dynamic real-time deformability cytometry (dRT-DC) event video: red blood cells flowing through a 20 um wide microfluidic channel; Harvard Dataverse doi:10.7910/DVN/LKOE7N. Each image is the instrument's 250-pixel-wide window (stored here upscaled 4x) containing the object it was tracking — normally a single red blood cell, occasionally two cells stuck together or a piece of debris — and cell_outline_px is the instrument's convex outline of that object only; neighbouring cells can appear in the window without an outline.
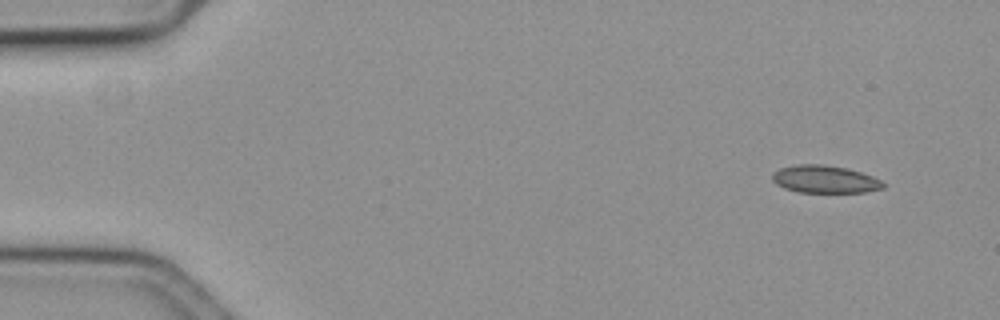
{"species": "common noctule bat (a hibernating species)", "species_latin": "Nyctalus noctula", "temperature_condition": "cold", "stored_images_in_passage": 56, "camera_frame_rate_fps": 3000, "um_per_image_px": 0.085, "animal": {"sex": "female", "body_mass_g": 19.3, "forearm_length_mm": 54.1}, "frame": {"image": 1, "passage_image": 1, "time_ms": 0.0, "image_size_px": [1000, 320], "cell_outline_px": [[884, 188], [864, 192], [800, 192], [784, 188], [776, 184], [772, 180], [772, 172], [780, 168], [796, 164], [824, 164], [848, 168], [872, 176], [880, 180], [884, 184]], "centroid_in_image_um": [70.08, 15.22], "position_along_channel_um": 14.9, "area_um2": 17.86}}
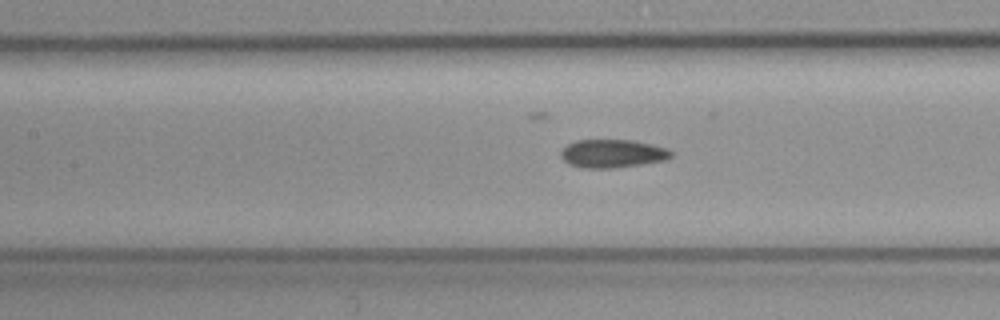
{"frame": {"image": 2, "passage_image": 23, "time_ms": 7.333, "image_size_px": [1000, 320], "cell_outline_px": [[672, 156], [664, 160], [640, 164], [612, 168], [584, 168], [568, 164], [560, 156], [560, 152], [568, 144], [576, 140], [632, 140], [652, 144], [668, 148], [672, 152]], "centroid_in_image_um": [52.05, 13.05], "position_along_channel_um": 155.4, "area_um2": 18.09}}
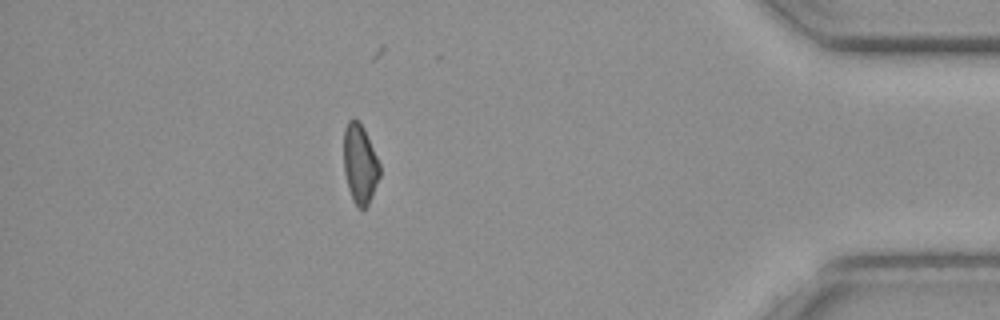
{"frame": {"image": 3, "passage_image": 48, "time_ms": 15.667, "image_size_px": [1000, 320], "cell_outline_px": [[380, 176], [368, 204], [364, 208], [356, 208], [352, 200], [348, 188], [344, 172], [344, 128], [348, 120], [352, 116], [364, 128], [380, 164]], "centroid_in_image_um": [30.58, 13.93], "position_along_channel_um": 404.6, "area_um2": 16.7}}